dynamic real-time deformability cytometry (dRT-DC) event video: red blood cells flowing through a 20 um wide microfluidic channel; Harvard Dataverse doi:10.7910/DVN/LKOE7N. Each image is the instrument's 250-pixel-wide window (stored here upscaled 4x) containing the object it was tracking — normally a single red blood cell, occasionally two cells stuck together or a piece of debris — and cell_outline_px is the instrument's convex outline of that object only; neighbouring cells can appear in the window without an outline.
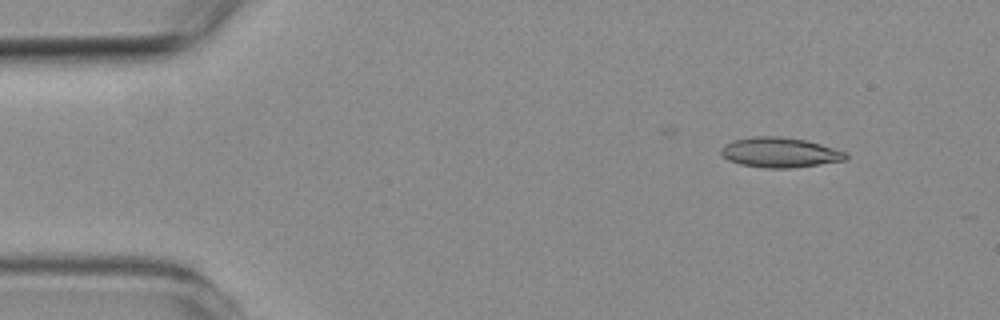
{"species": "common noctule bat (a hibernating species)", "species_latin": "Nyctalus noctula", "temperature_condition": "room temperature", "stored_images_in_passage": 3, "camera_frame_rate_fps": 3000, "um_per_image_px": 0.085, "animal": {"sex": "female", "body_mass_g": 19.3, "forearm_length_mm": 54.1}, "frame": {"image": 1, "passage_image": 1, "time_ms": 0.0, "image_size_px": [1000, 320], "cell_outline_px": [[848, 160], [792, 168], [764, 168], [740, 164], [728, 160], [720, 152], [720, 148], [724, 144], [732, 140], [752, 136], [776, 136], [808, 140], [848, 152]], "centroid_in_image_um": [66.31, 12.95], "position_along_channel_um": 18.7, "area_um2": 22.14}}